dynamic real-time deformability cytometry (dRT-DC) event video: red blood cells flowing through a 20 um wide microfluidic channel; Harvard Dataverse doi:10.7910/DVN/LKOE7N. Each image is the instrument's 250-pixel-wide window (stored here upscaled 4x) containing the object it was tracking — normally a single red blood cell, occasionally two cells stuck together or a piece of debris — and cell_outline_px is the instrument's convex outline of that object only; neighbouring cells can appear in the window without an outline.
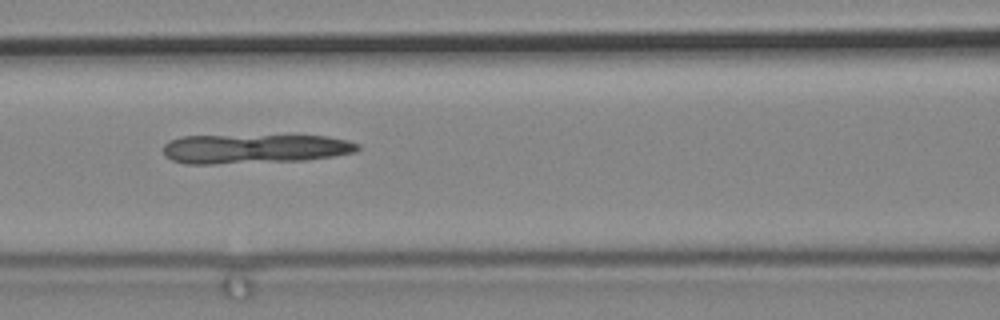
{"species": "common noctule bat (a hibernating species)", "species_latin": "Nyctalus noctula", "temperature_condition": "cold", "stored_images_in_passage": 6, "camera_frame_rate_fps": 3000, "um_per_image_px": 0.085, "animal": {"sex": "male", "body_mass_g": 19.2, "forearm_length_mm": 51.8}, "frame": {"image": 1, "passage_image": 6, "time_ms": 1.667, "image_size_px": [1000, 320], "cell_outline_px": [[360, 148], [356, 152], [332, 156], [304, 160], [212, 164], [184, 164], [172, 160], [164, 156], [164, 144], [168, 140], [180, 136], [328, 136], [348, 140], [360, 144]], "centroid_in_image_um": [21.61, 12.65], "position_along_channel_um": 145.0, "area_um2": 33.29}}